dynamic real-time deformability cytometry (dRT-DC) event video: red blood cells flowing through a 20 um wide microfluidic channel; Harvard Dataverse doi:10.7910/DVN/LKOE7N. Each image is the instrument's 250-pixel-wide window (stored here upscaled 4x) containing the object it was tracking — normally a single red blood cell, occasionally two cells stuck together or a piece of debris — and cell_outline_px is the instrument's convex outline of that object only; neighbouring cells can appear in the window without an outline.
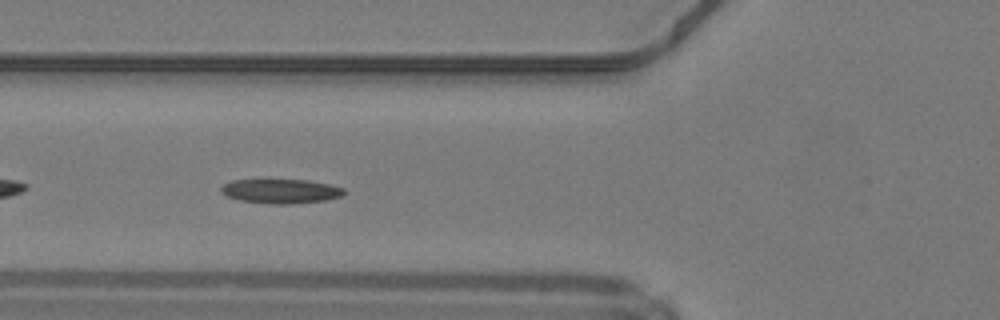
{"species": "common noctule bat (a hibernating species)", "species_latin": "Nyctalus noctula", "temperature_condition": "warm", "stored_images_in_passage": 31, "camera_frame_rate_fps": 3000, "um_per_image_px": 0.085, "animal": {"sex": "male", "body_mass_g": 19.2, "forearm_length_mm": 51.8}, "frame": {"image": 1, "passage_image": 5, "time_ms": 1.333, "image_size_px": [1000, 320], "cell_outline_px": [[344, 196], [324, 200], [292, 204], [268, 204], [236, 200], [220, 192], [220, 188], [224, 184], [232, 180], [308, 180], [328, 184], [344, 188]], "centroid_in_image_um": [23.85, 16.26], "position_along_channel_um": 102.0, "area_um2": 17.51}}